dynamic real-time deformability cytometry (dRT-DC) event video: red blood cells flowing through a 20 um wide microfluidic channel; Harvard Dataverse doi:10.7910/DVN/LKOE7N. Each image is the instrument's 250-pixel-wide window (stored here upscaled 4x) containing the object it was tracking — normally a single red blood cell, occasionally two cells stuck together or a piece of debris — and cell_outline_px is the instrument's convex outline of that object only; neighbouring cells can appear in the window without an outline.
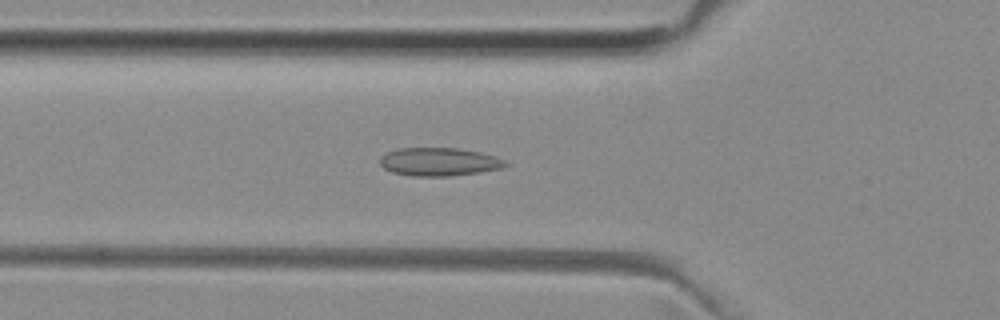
{"species": "common noctule bat (a hibernating species)", "species_latin": "Nyctalus noctula", "temperature_condition": "room temperature", "stored_images_in_passage": 33, "camera_frame_rate_fps": 3000, "um_per_image_px": 0.085, "animal": {"sex": "female", "body_mass_g": 29.2, "forearm_length_mm": 56.3}, "frame": {"image": 1, "passage_image": 9, "time_ms": 2.667, "image_size_px": [1000, 320], "cell_outline_px": [[508, 164], [504, 168], [480, 172], [448, 176], [412, 176], [392, 172], [384, 168], [380, 164], [380, 156], [388, 152], [400, 148], [456, 148], [480, 152], [496, 156], [504, 160]], "centroid_in_image_um": [37.33, 13.75], "position_along_channel_um": 88.5, "area_um2": 20.63}}
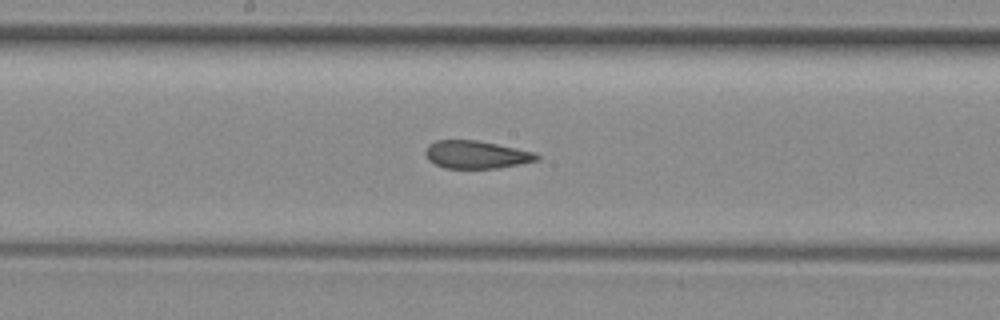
{"frame": {"image": 2, "passage_image": 18, "time_ms": 5.667, "image_size_px": [1000, 320], "cell_outline_px": [[540, 160], [500, 168], [444, 168], [428, 160], [424, 152], [428, 144], [436, 140], [476, 140], [536, 152], [540, 156]], "centroid_in_image_um": [40.49, 13.14], "position_along_channel_um": 207.7, "area_um2": 18.15}}
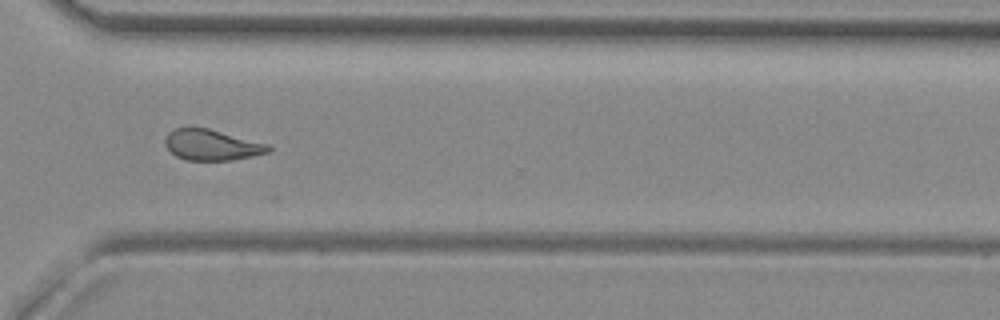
{"frame": {"image": 3, "passage_image": 29, "time_ms": 9.333, "image_size_px": [1000, 320], "cell_outline_px": [[272, 148], [268, 152], [252, 156], [232, 160], [188, 160], [176, 156], [164, 144], [164, 140], [168, 132], [172, 128], [208, 128], [268, 144]], "centroid_in_image_um": [17.98, 12.32], "position_along_channel_um": 352.6, "area_um2": 18.38}}